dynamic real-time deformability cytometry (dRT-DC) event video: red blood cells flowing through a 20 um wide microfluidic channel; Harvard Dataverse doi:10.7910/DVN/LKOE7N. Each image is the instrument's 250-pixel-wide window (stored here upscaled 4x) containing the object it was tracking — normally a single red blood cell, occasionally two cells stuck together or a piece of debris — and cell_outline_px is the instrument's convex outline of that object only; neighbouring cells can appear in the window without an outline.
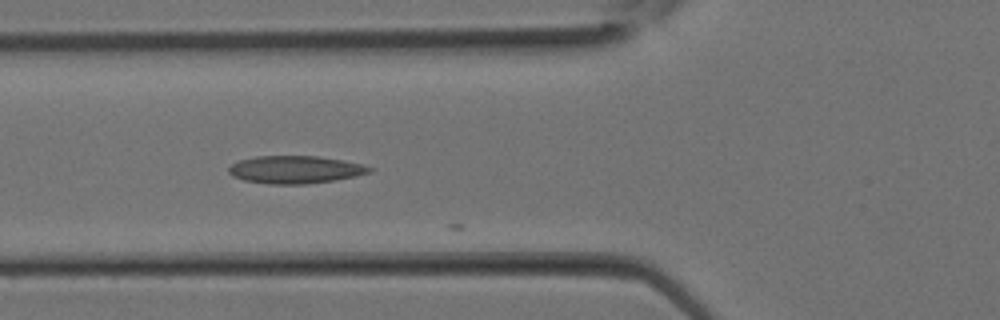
{"species": "Egyptian fruit bat (a non-hibernating species)", "species_latin": "Rousettus aegyptiacus", "temperature_condition": "room temperature", "stored_images_in_passage": 12, "camera_frame_rate_fps": 3000, "um_per_image_px": 0.085, "animal": {"sex": "female"}, "frame": {"image": 1, "passage_image": 10, "time_ms": 3.0, "image_size_px": [1000, 320], "cell_outline_px": [[376, 168], [372, 172], [356, 176], [332, 180], [304, 184], [268, 184], [244, 180], [232, 176], [228, 172], [228, 168], [232, 164], [240, 160], [256, 156], [316, 156], [364, 164]], "centroid_in_image_um": [25.11, 14.41], "position_along_channel_um": 100.7, "area_um2": 22.66}}